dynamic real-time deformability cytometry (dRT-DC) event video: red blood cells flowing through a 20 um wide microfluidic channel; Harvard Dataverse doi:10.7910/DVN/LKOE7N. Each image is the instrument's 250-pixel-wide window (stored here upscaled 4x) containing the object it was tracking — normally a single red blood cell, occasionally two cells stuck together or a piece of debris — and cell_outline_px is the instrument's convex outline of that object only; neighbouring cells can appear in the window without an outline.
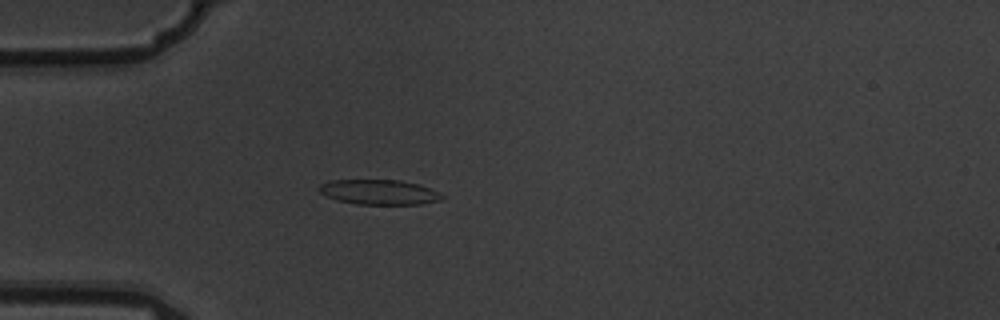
{"species": "common noctule bat (a hibernating species)", "species_latin": "Nyctalus noctula", "temperature_condition": "warm", "stored_images_in_passage": 4, "camera_frame_rate_fps": 3000, "um_per_image_px": 0.085, "animal": {"sex": "male", "body_mass_g": 19.5, "forearm_length_mm": 54.6}, "frame": {"image": 1, "passage_image": 4, "time_ms": 1.0, "image_size_px": [1000, 320], "cell_outline_px": [[444, 196], [440, 200], [424, 204], [356, 204], [336, 200], [324, 196], [320, 192], [320, 184], [332, 180], [400, 180], [420, 184], [440, 192]], "centroid_in_image_um": [32.25, 16.33], "position_along_channel_um": 52.8, "area_um2": 17.98}}